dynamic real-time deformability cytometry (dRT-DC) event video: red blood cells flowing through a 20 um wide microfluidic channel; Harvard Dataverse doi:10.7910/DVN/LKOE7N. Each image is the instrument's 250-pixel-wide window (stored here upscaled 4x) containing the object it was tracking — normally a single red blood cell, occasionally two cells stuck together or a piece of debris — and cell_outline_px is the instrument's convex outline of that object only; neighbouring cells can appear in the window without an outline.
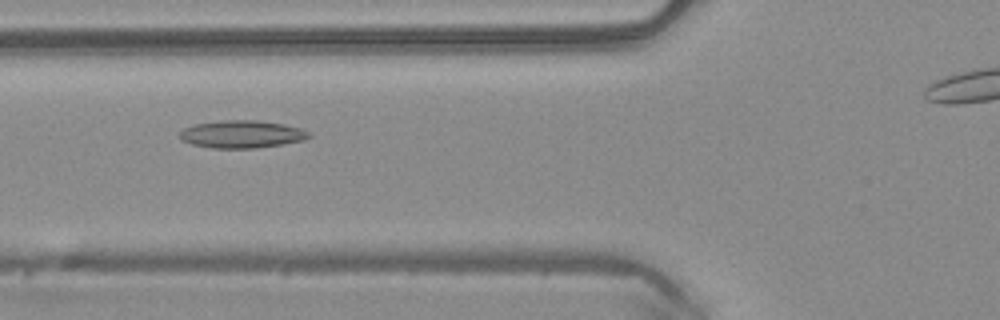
{"species": "common noctule bat (a hibernating species)", "species_latin": "Nyctalus noctula", "temperature_condition": "warm", "stored_images_in_passage": 31, "camera_frame_rate_fps": 3000, "um_per_image_px": 0.085, "animal": {"sex": "male", "body_mass_g": 20.4}, "frame": {"image": 1, "passage_image": 5, "time_ms": 1.333, "image_size_px": [1000, 320], "cell_outline_px": [[312, 136], [304, 140], [284, 144], [256, 148], [212, 148], [192, 144], [180, 140], [180, 132], [184, 128], [196, 124], [220, 120], [256, 120], [284, 124], [300, 128], [308, 132]], "centroid_in_image_um": [20.56, 11.41], "position_along_channel_um": 105.2, "area_um2": 20.81}}
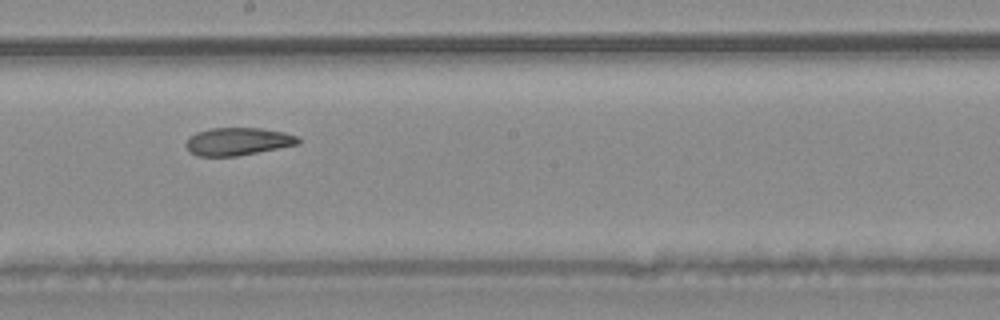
{"frame": {"image": 2, "passage_image": 14, "time_ms": 4.333, "image_size_px": [1000, 320], "cell_outline_px": [[300, 144], [236, 156], [196, 156], [188, 148], [188, 140], [196, 132], [212, 128], [260, 128], [284, 132], [300, 136]], "centroid_in_image_um": [20.29, 12.02], "position_along_channel_um": 227.9, "area_um2": 17.92}}
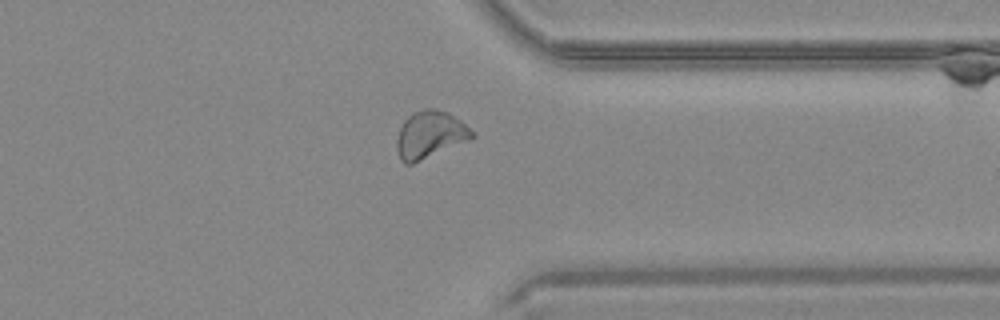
{"frame": {"image": 3, "passage_image": 25, "time_ms": 8.0, "image_size_px": [1000, 320], "cell_outline_px": [[476, 136], [468, 140], [412, 164], [404, 164], [400, 160], [396, 148], [396, 140], [400, 128], [404, 120], [408, 116], [424, 108], [436, 108], [448, 112], [460, 120]], "centroid_in_image_um": [36.51, 11.45], "position_along_channel_um": 374.9, "area_um2": 20.52}, "authors_computed_cell_mechanics": {"area_um2": 18.785, "velocity_mm_per_s": 4.0872, "shape_relaxation_time_tau1_ms": null, "shape_relaxation_time_tau2_ms": 4.0974, "deformation_change_tau1": null, "deformation_change_tau2": 0.1093}}